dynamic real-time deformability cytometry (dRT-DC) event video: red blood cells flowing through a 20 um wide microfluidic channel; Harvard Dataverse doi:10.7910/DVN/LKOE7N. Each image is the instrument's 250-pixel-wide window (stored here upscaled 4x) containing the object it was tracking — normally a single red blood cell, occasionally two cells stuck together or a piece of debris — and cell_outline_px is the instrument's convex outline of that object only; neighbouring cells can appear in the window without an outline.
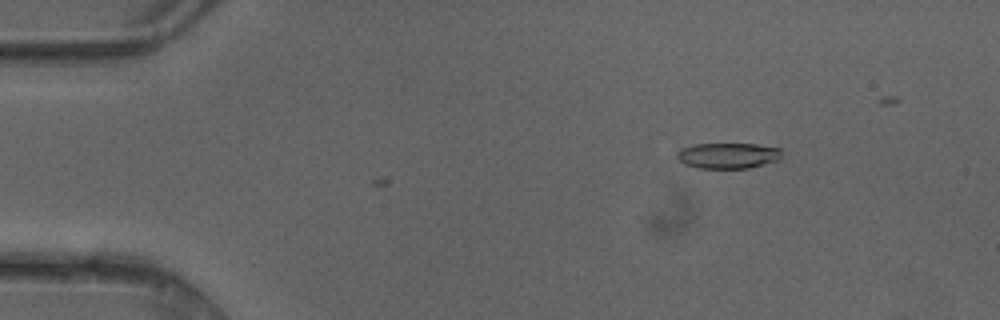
{"species": "common noctule bat (a hibernating species)", "species_latin": "Nyctalus noctula", "temperature_condition": "cold", "stored_images_in_passage": 3, "camera_frame_rate_fps": 3000, "um_per_image_px": 0.085, "animal": {"sex": "female"}, "frame": {"image": 1, "passage_image": 3, "time_ms": 0.667, "image_size_px": [1000, 320], "cell_outline_px": [[780, 160], [748, 168], [696, 168], [684, 164], [676, 156], [676, 152], [680, 148], [692, 144], [756, 144], [780, 148]], "centroid_in_image_um": [61.84, 13.22], "position_along_channel_um": 23.2, "area_um2": 15.78}}